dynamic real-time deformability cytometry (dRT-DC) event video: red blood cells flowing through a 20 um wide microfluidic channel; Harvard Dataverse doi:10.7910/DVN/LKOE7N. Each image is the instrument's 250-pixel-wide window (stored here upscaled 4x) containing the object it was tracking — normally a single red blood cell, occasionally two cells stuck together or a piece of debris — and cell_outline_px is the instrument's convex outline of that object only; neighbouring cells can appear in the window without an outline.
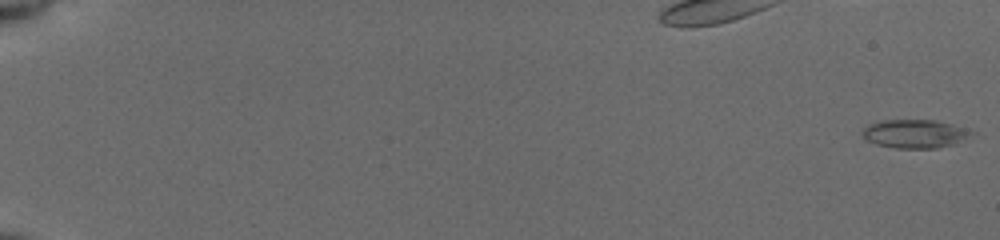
{"species": "common noctule bat (a hibernating species)", "species_latin": "Nyctalus noctula", "temperature_condition": "cold", "stored_images_in_passage": 51, "camera_frame_rate_fps": 3000, "um_per_image_px": 0.085, "animal": {"sex": "female", "body_mass_g": 19.5, "forearm_length_mm": 54.1}, "frame": {"image": 1, "passage_image": 1, "time_ms": 0.0, "image_size_px": [1000, 240], "cell_outline_px": [[976, 132], [952, 144], [936, 148], [892, 148], [876, 144], [868, 140], [860, 132], [868, 124], [880, 120], [936, 120], [952, 124]], "centroid_in_image_um": [77.71, 11.36], "position_along_channel_um": 7.3, "area_um2": 17.98}, "authors_computed_cell_mechanics": {"area_um2": 17.7446, "velocity_mm_per_s": 3.9335, "shape_relaxation_time_tau1_ms": 4.1643, "shape_relaxation_time_tau2_ms": null, "deformation_change_tau1": 0.1196, "deformation_change_tau2": null}}